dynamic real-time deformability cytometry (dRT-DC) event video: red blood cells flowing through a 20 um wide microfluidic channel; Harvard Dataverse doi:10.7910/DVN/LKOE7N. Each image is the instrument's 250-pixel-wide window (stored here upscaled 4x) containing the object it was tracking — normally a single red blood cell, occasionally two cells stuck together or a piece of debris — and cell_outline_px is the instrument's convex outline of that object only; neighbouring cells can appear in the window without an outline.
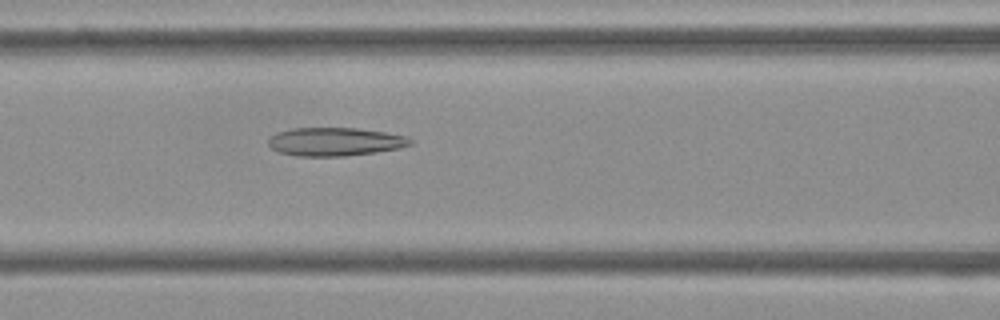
{"species": "Egyptian fruit bat (a non-hibernating species)", "species_latin": "Rousettus aegyptiacus", "temperature_condition": "cold", "stored_images_in_passage": 52, "camera_frame_rate_fps": 3000, "um_per_image_px": 0.085, "frame": {"image": 1, "passage_image": 21, "time_ms": 6.667, "image_size_px": [1000, 320], "cell_outline_px": [[412, 144], [400, 148], [376, 152], [344, 156], [296, 156], [280, 152], [272, 148], [268, 144], [268, 136], [276, 132], [292, 128], [356, 128], [384, 132], [404, 136], [412, 140]], "centroid_in_image_um": [28.43, 12.04], "position_along_channel_um": 138.2, "area_um2": 23.47}}
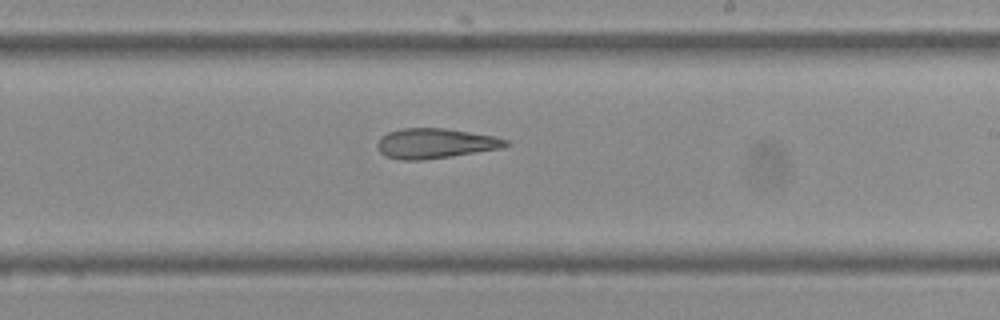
{"frame": {"image": 2, "passage_image": 30, "time_ms": 9.667, "image_size_px": [1000, 320], "cell_outline_px": [[508, 144], [500, 148], [452, 156], [420, 160], [400, 160], [384, 156], [380, 152], [376, 144], [388, 132], [400, 128], [444, 128], [496, 136], [508, 140]], "centroid_in_image_um": [36.97, 12.19], "position_along_channel_um": 252.0, "area_um2": 22.31}}
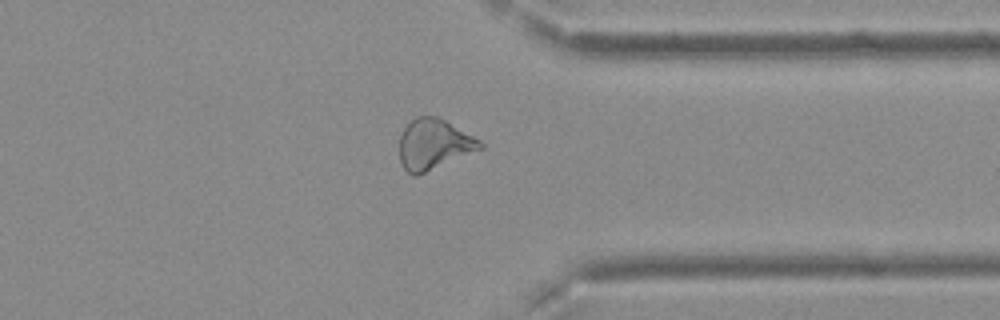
{"frame": {"image": 3, "passage_image": 40, "time_ms": 13.0, "image_size_px": [1000, 320], "cell_outline_px": [[484, 148], [416, 176], [412, 176], [400, 164], [400, 136], [404, 128], [416, 116], [436, 116], [444, 120], [480, 140], [484, 144]], "centroid_in_image_um": [36.86, 12.28], "position_along_channel_um": 374.5, "area_um2": 23.52}, "authors_computed_cell_mechanics": {"area_um2": 25.0852, "velocity_mm_per_s": 3.7986, "shape_relaxation_time_tau1_ms": null, "shape_relaxation_time_tau2_ms": 6.3344, "deformation_change_tau1": null, "deformation_change_tau2": 0.173}}